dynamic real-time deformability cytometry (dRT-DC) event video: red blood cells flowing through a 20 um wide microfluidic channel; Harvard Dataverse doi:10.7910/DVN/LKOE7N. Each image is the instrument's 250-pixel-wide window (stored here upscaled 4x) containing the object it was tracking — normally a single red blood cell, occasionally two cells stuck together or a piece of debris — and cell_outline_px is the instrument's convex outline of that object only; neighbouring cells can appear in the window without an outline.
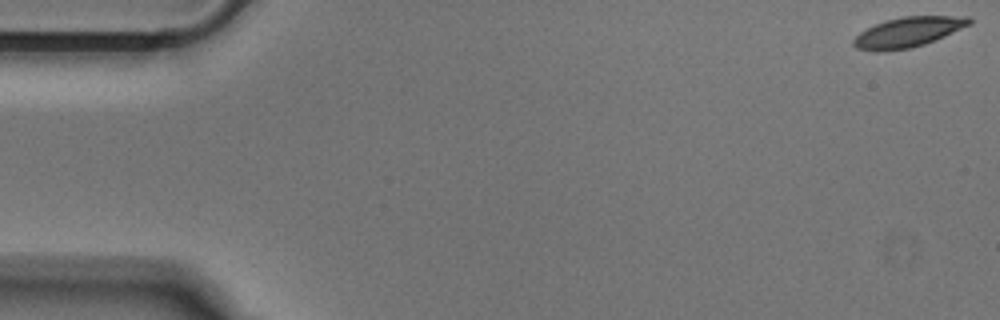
{"species": "Egyptian fruit bat (a non-hibernating species)", "species_latin": "Rousettus aegyptiacus", "temperature_condition": "cold", "stored_images_in_passage": 52, "camera_frame_rate_fps": 3000, "um_per_image_px": 0.085, "animal": {"sex": "male"}, "frame": {"image": 1, "passage_image": 1, "time_ms": 0.0, "image_size_px": [1000, 320], "cell_outline_px": [[972, 24], [944, 36], [924, 44], [912, 48], [884, 52], [876, 52], [856, 48], [852, 44], [852, 40], [860, 32], [876, 24], [888, 20], [904, 16], [972, 16]], "centroid_in_image_um": [77.19, 2.74], "position_along_channel_um": 7.8, "area_um2": 20.35}}
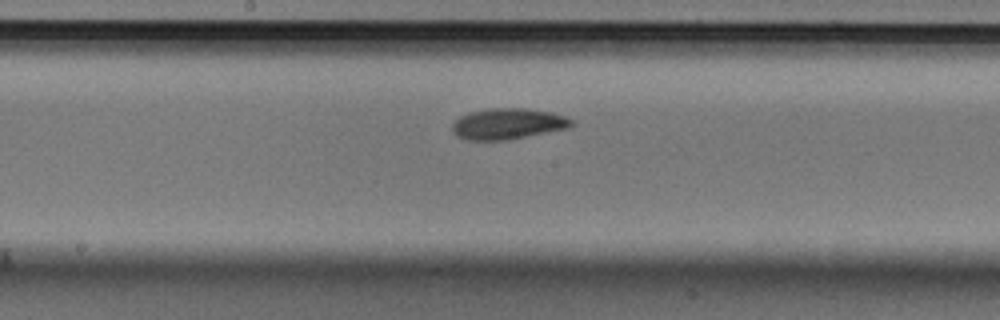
{"frame": {"image": 2, "passage_image": 27, "time_ms": 8.667, "image_size_px": [1000, 320], "cell_outline_px": [[572, 124], [568, 128], [508, 140], [468, 140], [456, 136], [452, 132], [452, 124], [460, 116], [468, 112], [488, 108], [524, 108], [552, 112], [564, 116], [572, 120]], "centroid_in_image_um": [43.12, 10.52], "position_along_channel_um": 205.1, "area_um2": 21.56}}
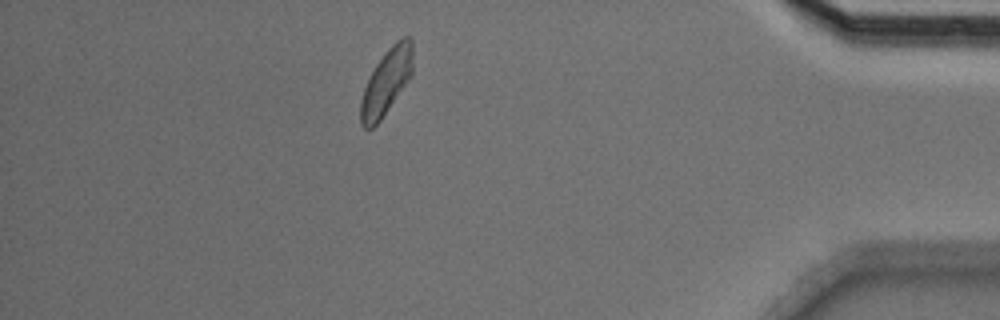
{"frame": {"image": 3, "passage_image": 46, "time_ms": 15.0, "image_size_px": [1000, 320], "cell_outline_px": [[412, 76], [380, 120], [372, 128], [364, 128], [360, 124], [360, 100], [368, 76], [376, 64], [388, 48], [396, 40], [404, 36], [408, 36], [412, 40]], "centroid_in_image_um": [32.83, 6.95], "position_along_channel_um": 402.4, "area_um2": 20.0}}